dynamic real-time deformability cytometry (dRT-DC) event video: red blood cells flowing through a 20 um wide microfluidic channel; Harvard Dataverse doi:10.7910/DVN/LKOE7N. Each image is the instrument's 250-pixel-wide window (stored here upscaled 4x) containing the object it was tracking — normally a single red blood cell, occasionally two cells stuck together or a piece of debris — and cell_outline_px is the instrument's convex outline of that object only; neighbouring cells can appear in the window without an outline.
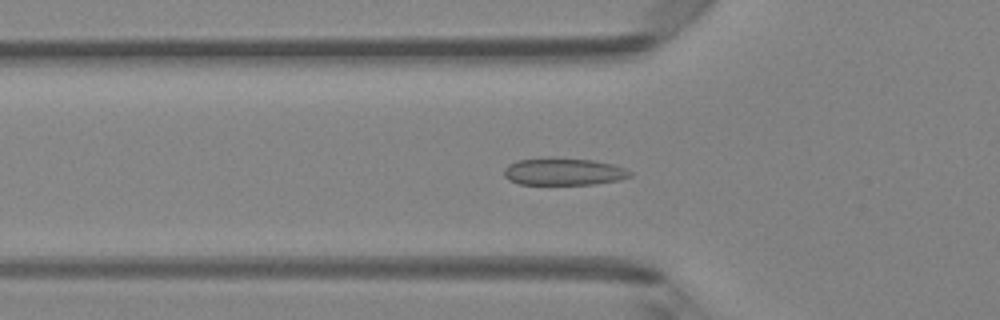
{"species": "Egyptian fruit bat (a non-hibernating species)", "species_latin": "Rousettus aegyptiacus", "temperature_condition": "room temperature", "stored_images_in_passage": 50, "segment_of_instrument_passage": [1, 2], "camera_frame_rate_fps": 3000, "um_per_image_px": 0.085, "animal": {"sex": "female"}, "frame": {"image": 1, "passage_image": 17, "time_ms": 5.333, "image_size_px": [1000, 320], "cell_outline_px": [[632, 176], [620, 180], [596, 184], [520, 184], [508, 180], [504, 176], [504, 168], [508, 164], [516, 160], [592, 160], [612, 164], [624, 168], [632, 172]], "centroid_in_image_um": [47.93, 14.63], "position_along_channel_um": 77.9, "area_um2": 19.31}}
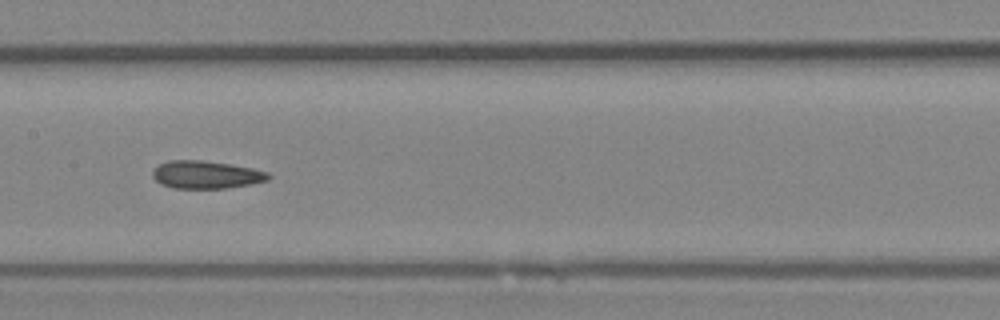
{"frame": {"image": 2, "passage_image": 25, "time_ms": 8.0, "image_size_px": [1000, 320], "cell_outline_px": [[272, 176], [268, 180], [252, 184], [228, 188], [172, 188], [160, 184], [152, 176], [152, 172], [160, 164], [168, 160], [200, 160], [228, 164], [252, 168], [268, 172]], "centroid_in_image_um": [17.53, 14.86], "position_along_channel_um": 189.9, "area_um2": 18.73}}
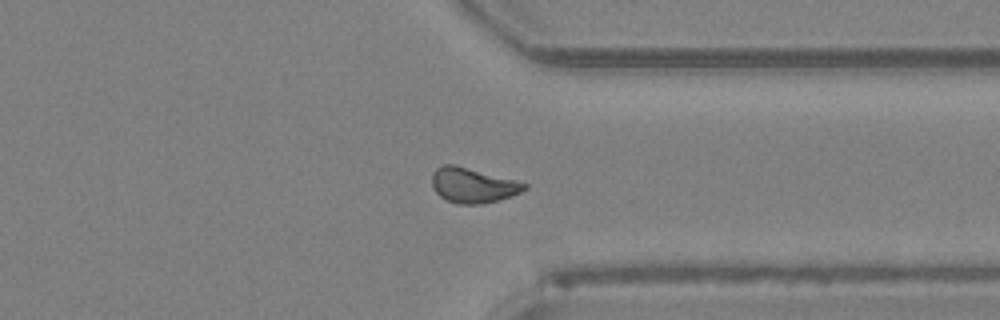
{"frame": {"image": 3, "passage_image": 38, "time_ms": 12.333, "image_size_px": [1000, 320], "cell_outline_px": [[528, 188], [512, 196], [480, 204], [456, 204], [440, 196], [432, 188], [432, 172], [436, 168], [444, 164], [456, 164], [516, 180], [528, 184]], "centroid_in_image_um": [40.18, 15.73], "position_along_channel_um": 371.2, "area_um2": 18.96}}